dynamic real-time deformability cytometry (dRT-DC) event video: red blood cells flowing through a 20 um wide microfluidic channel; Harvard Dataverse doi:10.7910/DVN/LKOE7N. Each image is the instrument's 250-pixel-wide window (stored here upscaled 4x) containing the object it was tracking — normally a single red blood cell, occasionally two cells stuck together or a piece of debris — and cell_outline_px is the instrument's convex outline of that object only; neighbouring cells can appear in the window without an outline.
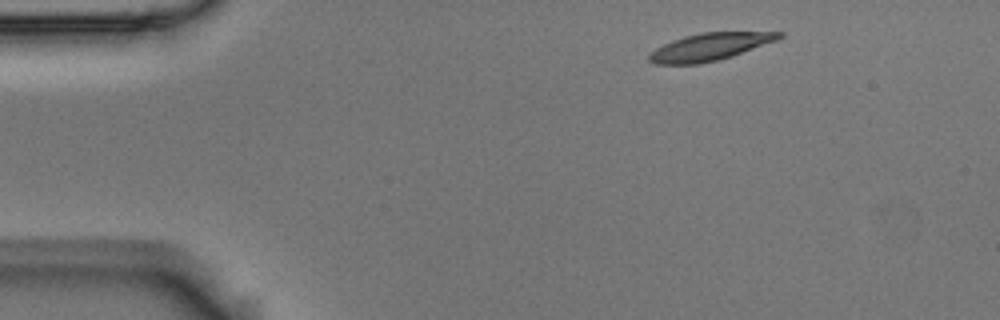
{"species": "Egyptian fruit bat (a non-hibernating species)", "species_latin": "Rousettus aegyptiacus", "temperature_condition": "room temperature", "stored_images_in_passage": 47, "camera_frame_rate_fps": 3000, "um_per_image_px": 0.085, "animal": {"sex": "male"}, "frame": {"image": 1, "passage_image": 1, "time_ms": 0.0, "image_size_px": [1000, 320], "cell_outline_px": [[784, 36], [776, 40], [732, 56], [716, 60], [696, 64], [656, 64], [648, 60], [648, 52], [672, 40], [684, 36], [700, 32], [784, 32]], "centroid_in_image_um": [60.29, 3.97], "position_along_channel_um": 24.7, "area_um2": 20.58}}
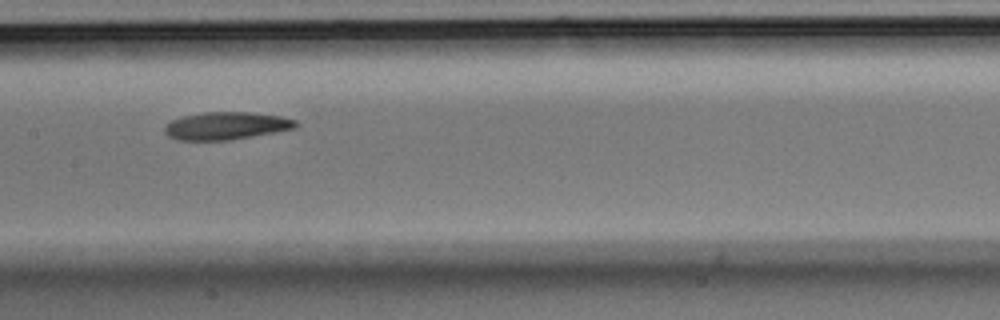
{"frame": {"image": 2, "passage_image": 20, "time_ms": 6.333, "image_size_px": [1000, 320], "cell_outline_px": [[300, 124], [296, 128], [252, 136], [228, 140], [180, 140], [168, 136], [164, 132], [164, 124], [172, 120], [184, 116], [204, 112], [252, 112], [280, 116], [296, 120]], "centroid_in_image_um": [19.23, 10.69], "position_along_channel_um": 188.2, "area_um2": 21.1}}
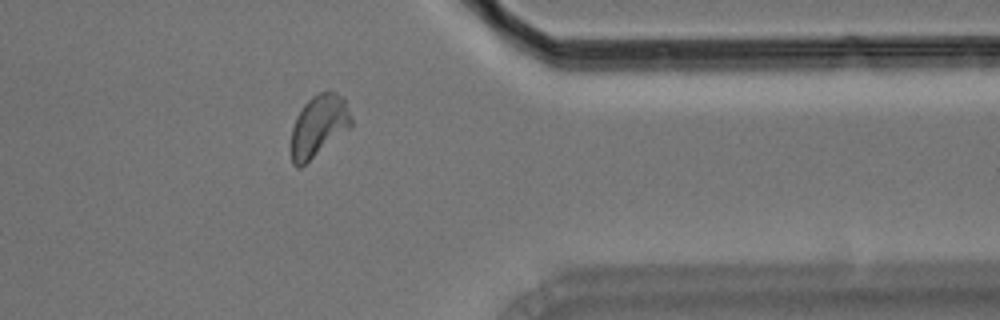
{"frame": {"image": 3, "passage_image": 37, "time_ms": 12.0, "image_size_px": [1000, 320], "cell_outline_px": [[352, 124], [348, 128], [300, 168], [296, 168], [292, 164], [292, 128], [296, 116], [304, 104], [312, 96], [328, 88], [336, 92], [344, 100], [352, 116]], "centroid_in_image_um": [27.07, 10.66], "position_along_channel_um": 384.3, "area_um2": 21.33}, "authors_computed_cell_mechanics": {"area_um2": 21.097, "velocity_mm_per_s": 3.6828, "shape_relaxation_time_tau1_ms": 6.1218, "shape_relaxation_time_tau2_ms": null, "deformation_change_tau1": 0.1733, "deformation_change_tau2": null}}